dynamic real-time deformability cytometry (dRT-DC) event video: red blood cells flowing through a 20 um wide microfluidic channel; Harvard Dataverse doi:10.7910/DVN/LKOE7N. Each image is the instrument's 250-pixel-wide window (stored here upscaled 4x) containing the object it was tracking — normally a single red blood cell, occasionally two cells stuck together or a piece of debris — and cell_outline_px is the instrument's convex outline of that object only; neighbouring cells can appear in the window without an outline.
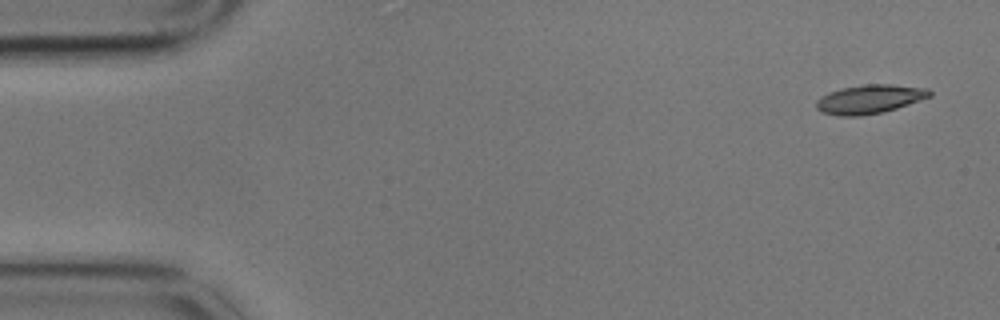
{"species": "common noctule bat (a hibernating species)", "species_latin": "Nyctalus noctula", "temperature_condition": "cold", "stored_images_in_passage": 5, "camera_frame_rate_fps": 3000, "um_per_image_px": 0.085, "animal": {"sex": "male", "body_mass_g": 17.9}, "frame": {"image": 1, "passage_image": 1, "time_ms": 0.0, "image_size_px": [1000, 320], "cell_outline_px": [[932, 96], [884, 112], [860, 116], [836, 116], [820, 112], [816, 108], [816, 100], [828, 92], [840, 88], [864, 84], [892, 84], [928, 88], [932, 92]], "centroid_in_image_um": [73.89, 8.43], "position_along_channel_um": 11.1, "area_um2": 19.31}}
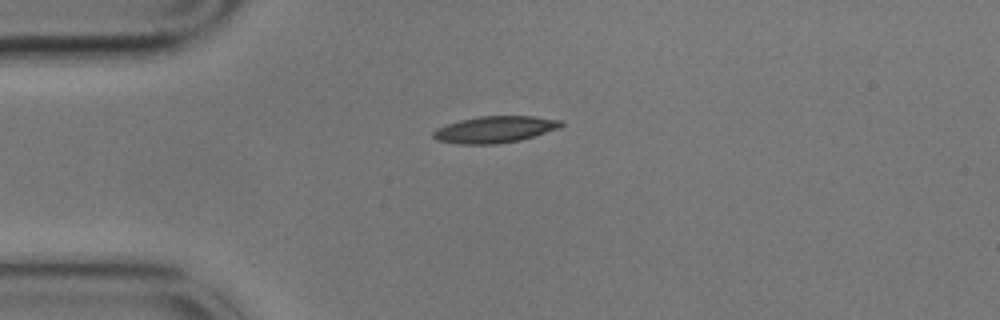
{"frame": {"image": 2, "passage_image": 4, "time_ms": 1.0, "image_size_px": [1000, 320], "cell_outline_px": [[564, 124], [560, 128], [520, 140], [496, 144], [460, 144], [436, 140], [432, 136], [432, 132], [436, 128], [460, 120], [480, 116], [532, 116], [560, 120]], "centroid_in_image_um": [42.04, 11.0], "position_along_channel_um": 43.0, "area_um2": 19.77}}